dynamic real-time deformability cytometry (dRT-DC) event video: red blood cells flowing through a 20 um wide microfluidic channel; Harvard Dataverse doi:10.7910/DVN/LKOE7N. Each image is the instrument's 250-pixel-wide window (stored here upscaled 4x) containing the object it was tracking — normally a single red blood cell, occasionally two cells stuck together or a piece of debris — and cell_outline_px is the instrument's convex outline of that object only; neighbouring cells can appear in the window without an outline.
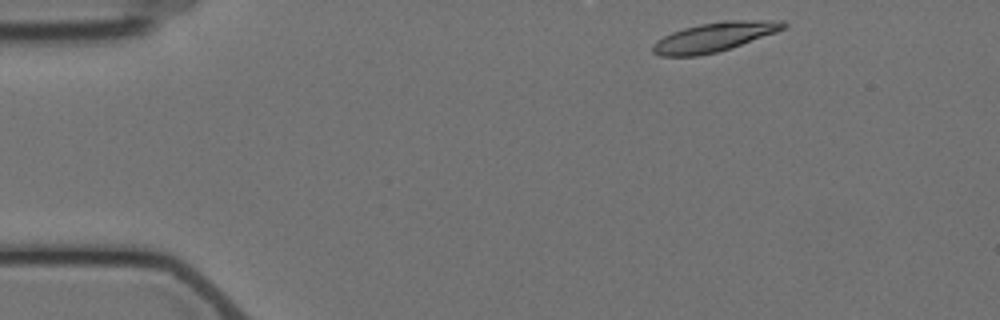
{"species": "Egyptian fruit bat (a non-hibernating species)", "species_latin": "Rousettus aegyptiacus", "temperature_condition": "cold", "stored_images_in_passage": 5, "camera_frame_rate_fps": 3000, "um_per_image_px": 0.085, "animal": {"sex": "female"}, "frame": {"image": 1, "passage_image": 1, "time_ms": 0.0, "image_size_px": [1000, 320], "cell_outline_px": [[788, 24], [784, 28], [776, 32], [716, 52], [696, 56], [660, 56], [652, 52], [652, 44], [656, 40], [672, 32], [684, 28], [700, 24], [724, 20], [784, 20]], "centroid_in_image_um": [60.68, 3.13], "position_along_channel_um": 24.3, "area_um2": 22.08}}
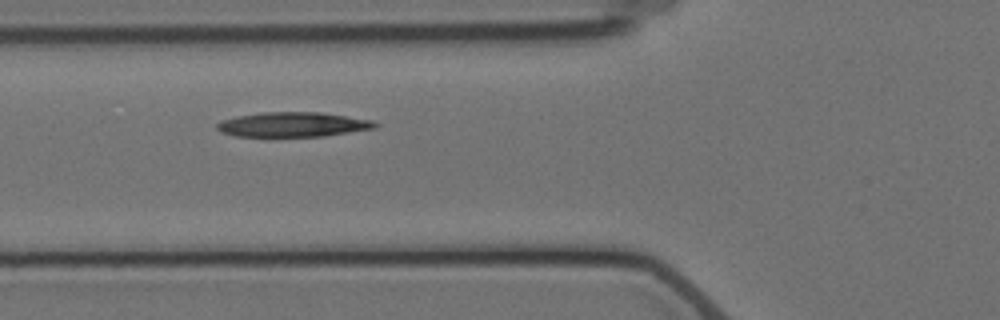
{"frame": {"image": 2, "passage_image": 4, "time_ms": 4.333, "image_size_px": [1000, 320], "cell_outline_px": [[380, 124], [376, 128], [324, 136], [236, 136], [220, 132], [216, 128], [216, 124], [220, 120], [260, 112], [320, 112], [372, 120]], "centroid_in_image_um": [24.9, 10.58], "position_along_channel_um": 100.9, "area_um2": 22.72}}
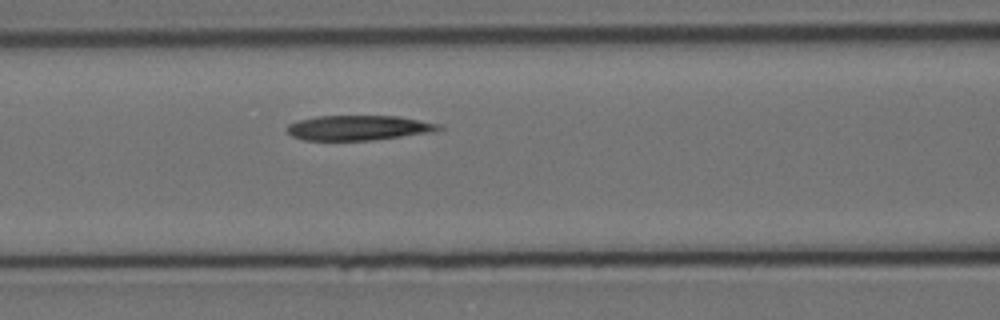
{"frame": {"image": 3, "passage_image": 5, "time_ms": 5.333, "image_size_px": [1000, 320], "cell_outline_px": [[444, 128], [432, 132], [372, 140], [304, 140], [292, 136], [284, 128], [288, 124], [300, 120], [316, 116], [400, 116], [444, 124]], "centroid_in_image_um": [30.52, 10.85], "position_along_channel_um": 136.1, "area_um2": 22.2}}